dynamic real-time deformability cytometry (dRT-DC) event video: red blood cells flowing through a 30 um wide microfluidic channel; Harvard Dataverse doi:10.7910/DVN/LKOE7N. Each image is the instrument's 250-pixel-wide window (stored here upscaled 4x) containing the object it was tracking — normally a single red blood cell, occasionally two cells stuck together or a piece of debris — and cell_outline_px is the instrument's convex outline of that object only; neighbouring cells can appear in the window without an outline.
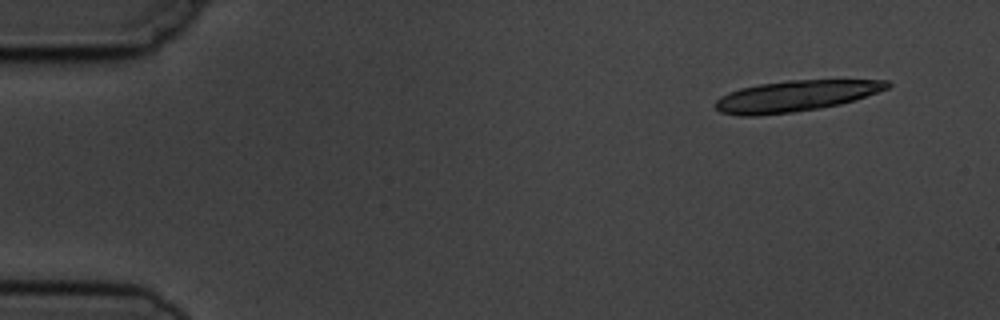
{"species": "common noctule bat (a hibernating species)", "species_latin": "Nyctalus noctula", "temperature_condition": "cold", "stored_images_in_passage": 6, "camera_frame_rate_fps": 3000, "um_per_image_px": 0.085, "animal": {"sex": "male", "body_mass_g": 19.5, "forearm_length_mm": 54.6}, "frame": {"image": 1, "passage_image": 1, "time_ms": 0.0, "image_size_px": [1000, 320], "cell_outline_px": [[892, 84], [888, 88], [840, 104], [820, 108], [792, 112], [756, 116], [740, 116], [720, 112], [716, 108], [716, 100], [720, 96], [728, 92], [740, 88], [760, 84], [788, 80], [888, 80]], "centroid_in_image_um": [67.57, 8.16], "position_along_channel_um": 17.4, "area_um2": 30.81}}
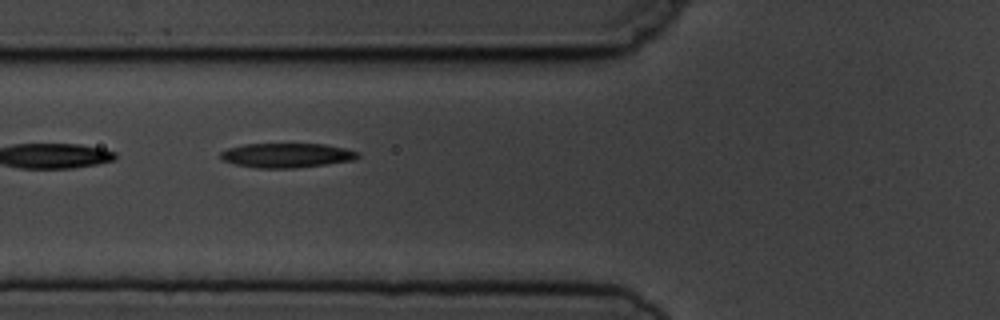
{"frame": {"image": 2, "passage_image": 5, "time_ms": 5.333, "image_size_px": [1000, 320], "cell_outline_px": [[360, 156], [356, 160], [296, 168], [256, 168], [236, 164], [224, 160], [220, 156], [220, 152], [228, 148], [244, 144], [324, 144], [344, 148], [360, 152]], "centroid_in_image_um": [24.41, 13.2], "position_along_channel_um": 101.4, "area_um2": 19.59}}